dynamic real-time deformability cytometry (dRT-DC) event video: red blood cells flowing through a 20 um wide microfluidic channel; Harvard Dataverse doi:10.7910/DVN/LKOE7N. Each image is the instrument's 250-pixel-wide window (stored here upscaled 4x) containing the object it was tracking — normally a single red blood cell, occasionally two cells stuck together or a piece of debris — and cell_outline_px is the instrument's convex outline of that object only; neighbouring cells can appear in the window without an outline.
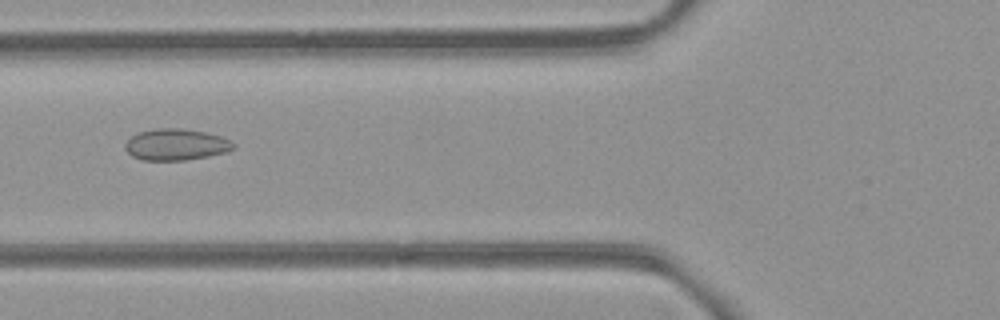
{"species": "common noctule bat (a hibernating species)", "species_latin": "Nyctalus noctula", "temperature_condition": "room temperature", "stored_images_in_passage": 44, "camera_frame_rate_fps": 3000, "um_per_image_px": 0.085, "animal": {"sex": "female", "body_mass_g": 21.9}, "frame": {"image": 1, "passage_image": 12, "time_ms": 3.667, "image_size_px": [1000, 320], "cell_outline_px": [[236, 148], [224, 152], [208, 156], [184, 160], [144, 160], [132, 156], [124, 148], [124, 144], [136, 132], [156, 128], [180, 128], [204, 132], [220, 136], [236, 144]], "centroid_in_image_um": [14.93, 12.28], "position_along_channel_um": 110.9, "area_um2": 19.77}}
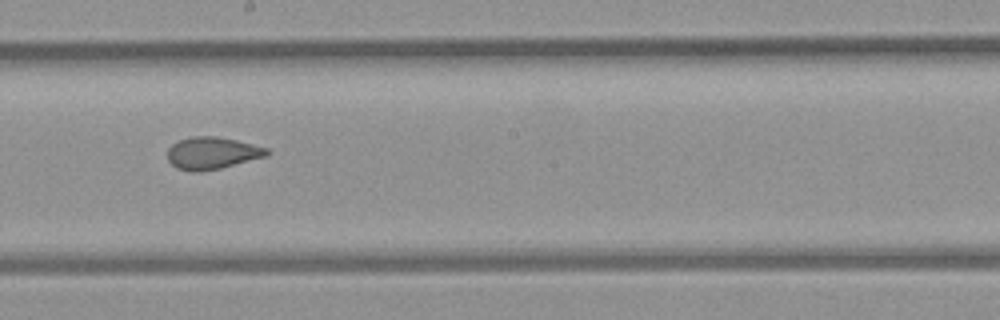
{"frame": {"image": 2, "passage_image": 21, "time_ms": 6.667, "image_size_px": [1000, 320], "cell_outline_px": [[268, 156], [220, 168], [196, 172], [192, 172], [176, 168], [168, 160], [168, 148], [172, 144], [180, 140], [192, 136], [216, 136], [236, 140], [268, 148]], "centroid_in_image_um": [18.02, 13.01], "position_along_channel_um": 230.2, "area_um2": 18.55}}
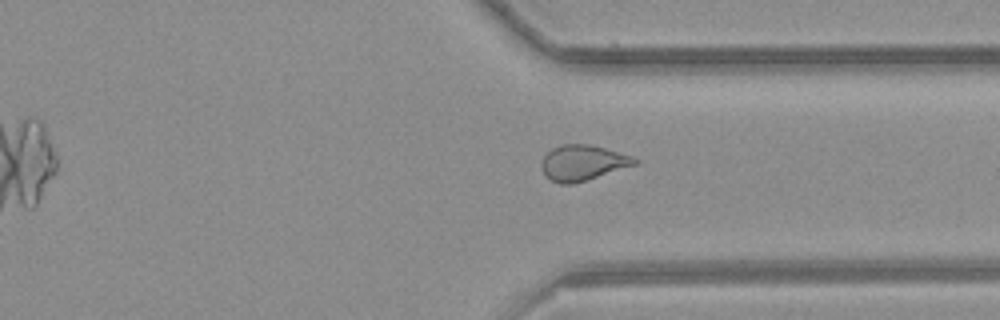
{"frame": {"image": 3, "passage_image": 31, "time_ms": 10.0, "image_size_px": [1000, 320], "cell_outline_px": [[640, 160], [636, 164], [572, 184], [560, 184], [544, 176], [540, 168], [540, 164], [544, 156], [552, 148], [564, 144], [588, 144], [604, 148], [632, 156]], "centroid_in_image_um": [49.48, 13.83], "position_along_channel_um": 361.9, "area_um2": 19.07}, "authors_computed_cell_mechanics": {"area_um2": 19.5364, "velocity_mm_per_s": 3.9602, "shape_relaxation_time_tau1_ms": null, "shape_relaxation_time_tau2_ms": 1.1139, "deformation_change_tau1": null, "deformation_change_tau2": 0.0605}}